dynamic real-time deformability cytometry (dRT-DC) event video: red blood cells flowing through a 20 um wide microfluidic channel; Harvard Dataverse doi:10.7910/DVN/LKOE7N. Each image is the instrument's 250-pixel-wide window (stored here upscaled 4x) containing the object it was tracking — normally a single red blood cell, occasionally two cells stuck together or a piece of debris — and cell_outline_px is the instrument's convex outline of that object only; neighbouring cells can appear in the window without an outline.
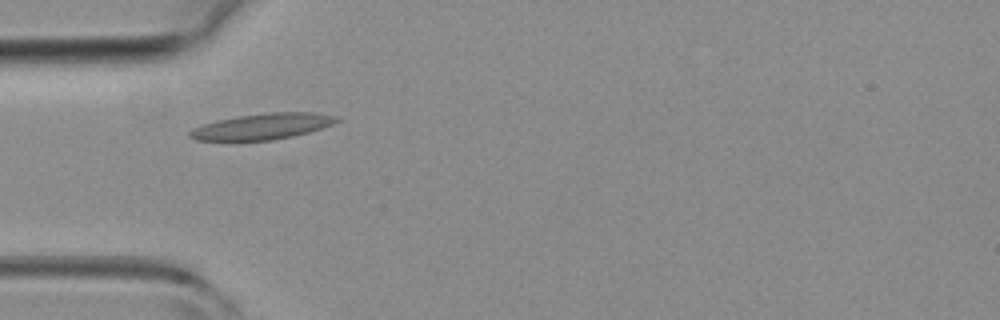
{"species": "common noctule bat (a hibernating species)", "species_latin": "Nyctalus noctula", "temperature_condition": "room temperature", "stored_images_in_passage": 6, "camera_frame_rate_fps": 3000, "um_per_image_px": 0.085, "animal": {"sex": "female", "body_mass_g": 19.3, "forearm_length_mm": 54.1}, "frame": {"image": 1, "passage_image": 5, "time_ms": 4.667, "image_size_px": [1000, 320], "cell_outline_px": [[340, 120], [332, 124], [308, 132], [292, 136], [272, 140], [236, 144], [196, 140], [188, 136], [188, 132], [204, 124], [216, 120], [236, 116], [272, 112], [316, 112], [336, 116]], "centroid_in_image_um": [22.2, 10.79], "position_along_channel_um": 62.8, "area_um2": 23.06}}
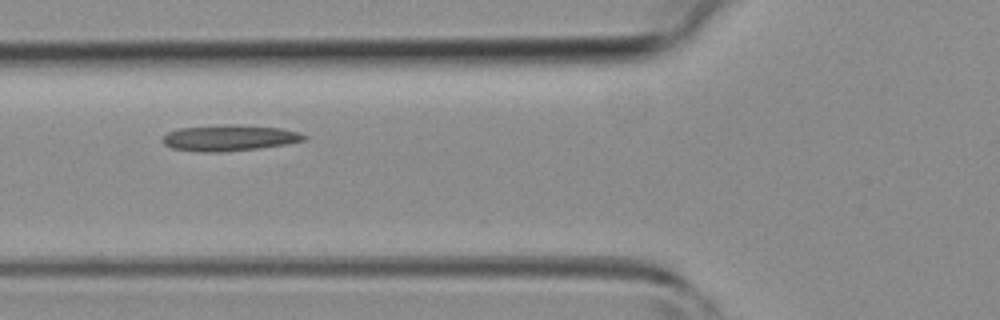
{"frame": {"image": 2, "passage_image": 6, "time_ms": 5.667, "image_size_px": [1000, 320], "cell_outline_px": [[308, 136], [304, 140], [284, 144], [260, 148], [220, 152], [200, 152], [172, 148], [164, 144], [160, 140], [168, 132], [180, 128], [224, 124], [236, 124], [280, 128], [300, 132]], "centroid_in_image_um": [19.48, 11.71], "position_along_channel_um": 106.3, "area_um2": 21.5}}